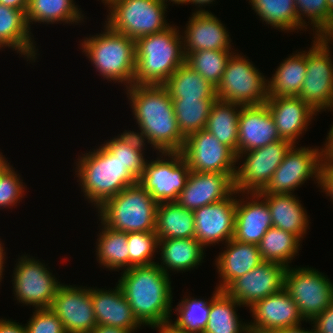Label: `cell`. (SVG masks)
Returning <instances> with one entry per match:
<instances>
[{"label": "cell", "instance_id": "obj_13", "mask_svg": "<svg viewBox=\"0 0 333 333\" xmlns=\"http://www.w3.org/2000/svg\"><path fill=\"white\" fill-rule=\"evenodd\" d=\"M157 156L146 161L138 183L157 203L175 202L186 186L189 165L181 152H159Z\"/></svg>", "mask_w": 333, "mask_h": 333}, {"label": "cell", "instance_id": "obj_55", "mask_svg": "<svg viewBox=\"0 0 333 333\" xmlns=\"http://www.w3.org/2000/svg\"><path fill=\"white\" fill-rule=\"evenodd\" d=\"M213 2H216V0H189L188 4H193L197 9L194 10V13H205V12H211L209 10H205L206 6L212 5ZM204 7V9H203Z\"/></svg>", "mask_w": 333, "mask_h": 333}, {"label": "cell", "instance_id": "obj_22", "mask_svg": "<svg viewBox=\"0 0 333 333\" xmlns=\"http://www.w3.org/2000/svg\"><path fill=\"white\" fill-rule=\"evenodd\" d=\"M265 104L271 112L280 139L293 145H299V138L308 131L313 118L315 120L314 116L318 115L299 97L272 96L268 97Z\"/></svg>", "mask_w": 333, "mask_h": 333}, {"label": "cell", "instance_id": "obj_46", "mask_svg": "<svg viewBox=\"0 0 333 333\" xmlns=\"http://www.w3.org/2000/svg\"><path fill=\"white\" fill-rule=\"evenodd\" d=\"M33 315L24 324L27 333H66L61 320L51 308L33 309Z\"/></svg>", "mask_w": 333, "mask_h": 333}, {"label": "cell", "instance_id": "obj_12", "mask_svg": "<svg viewBox=\"0 0 333 333\" xmlns=\"http://www.w3.org/2000/svg\"><path fill=\"white\" fill-rule=\"evenodd\" d=\"M305 147L294 145L265 187L258 194H295L294 191L306 180L313 179L316 187H320L323 147Z\"/></svg>", "mask_w": 333, "mask_h": 333}, {"label": "cell", "instance_id": "obj_47", "mask_svg": "<svg viewBox=\"0 0 333 333\" xmlns=\"http://www.w3.org/2000/svg\"><path fill=\"white\" fill-rule=\"evenodd\" d=\"M310 322L317 333H333V301Z\"/></svg>", "mask_w": 333, "mask_h": 333}, {"label": "cell", "instance_id": "obj_11", "mask_svg": "<svg viewBox=\"0 0 333 333\" xmlns=\"http://www.w3.org/2000/svg\"><path fill=\"white\" fill-rule=\"evenodd\" d=\"M284 289L296 303L306 323H310L333 301V282L327 275L309 266L287 267Z\"/></svg>", "mask_w": 333, "mask_h": 333}, {"label": "cell", "instance_id": "obj_56", "mask_svg": "<svg viewBox=\"0 0 333 333\" xmlns=\"http://www.w3.org/2000/svg\"><path fill=\"white\" fill-rule=\"evenodd\" d=\"M3 241H1L0 239V282H2L4 279L3 276V272H5V261H6V251H5V247H4V243H2ZM3 276V277H2ZM1 284V283H0Z\"/></svg>", "mask_w": 333, "mask_h": 333}, {"label": "cell", "instance_id": "obj_28", "mask_svg": "<svg viewBox=\"0 0 333 333\" xmlns=\"http://www.w3.org/2000/svg\"><path fill=\"white\" fill-rule=\"evenodd\" d=\"M158 250L160 258L157 259L161 262L157 264L168 275L171 271L191 272L202 265L206 257V249L196 238L158 239Z\"/></svg>", "mask_w": 333, "mask_h": 333}, {"label": "cell", "instance_id": "obj_18", "mask_svg": "<svg viewBox=\"0 0 333 333\" xmlns=\"http://www.w3.org/2000/svg\"><path fill=\"white\" fill-rule=\"evenodd\" d=\"M237 191L229 198L193 211L195 238L207 246L225 244L234 236Z\"/></svg>", "mask_w": 333, "mask_h": 333}, {"label": "cell", "instance_id": "obj_24", "mask_svg": "<svg viewBox=\"0 0 333 333\" xmlns=\"http://www.w3.org/2000/svg\"><path fill=\"white\" fill-rule=\"evenodd\" d=\"M238 127V155L281 140L266 104L242 106Z\"/></svg>", "mask_w": 333, "mask_h": 333}, {"label": "cell", "instance_id": "obj_23", "mask_svg": "<svg viewBox=\"0 0 333 333\" xmlns=\"http://www.w3.org/2000/svg\"><path fill=\"white\" fill-rule=\"evenodd\" d=\"M237 196L233 239L258 245L273 226L267 202L258 193L237 192Z\"/></svg>", "mask_w": 333, "mask_h": 333}, {"label": "cell", "instance_id": "obj_39", "mask_svg": "<svg viewBox=\"0 0 333 333\" xmlns=\"http://www.w3.org/2000/svg\"><path fill=\"white\" fill-rule=\"evenodd\" d=\"M256 16L271 28L283 32H299L295 0H247Z\"/></svg>", "mask_w": 333, "mask_h": 333}, {"label": "cell", "instance_id": "obj_41", "mask_svg": "<svg viewBox=\"0 0 333 333\" xmlns=\"http://www.w3.org/2000/svg\"><path fill=\"white\" fill-rule=\"evenodd\" d=\"M219 291L220 289L215 287L208 299L192 298L190 294L184 296L173 309L177 316L173 322L188 333H203L208 323L210 301Z\"/></svg>", "mask_w": 333, "mask_h": 333}, {"label": "cell", "instance_id": "obj_29", "mask_svg": "<svg viewBox=\"0 0 333 333\" xmlns=\"http://www.w3.org/2000/svg\"><path fill=\"white\" fill-rule=\"evenodd\" d=\"M259 195L267 202L273 227L293 233L303 241L311 222L297 194Z\"/></svg>", "mask_w": 333, "mask_h": 333}, {"label": "cell", "instance_id": "obj_54", "mask_svg": "<svg viewBox=\"0 0 333 333\" xmlns=\"http://www.w3.org/2000/svg\"><path fill=\"white\" fill-rule=\"evenodd\" d=\"M137 331H128L117 327L97 325L90 333H135Z\"/></svg>", "mask_w": 333, "mask_h": 333}, {"label": "cell", "instance_id": "obj_5", "mask_svg": "<svg viewBox=\"0 0 333 333\" xmlns=\"http://www.w3.org/2000/svg\"><path fill=\"white\" fill-rule=\"evenodd\" d=\"M103 31L84 37L79 49L107 82L120 83L125 88L134 84L136 67L135 40L113 31L103 23Z\"/></svg>", "mask_w": 333, "mask_h": 333}, {"label": "cell", "instance_id": "obj_2", "mask_svg": "<svg viewBox=\"0 0 333 333\" xmlns=\"http://www.w3.org/2000/svg\"><path fill=\"white\" fill-rule=\"evenodd\" d=\"M170 276L157 263L134 266L121 272L117 283L142 326L150 327L172 319Z\"/></svg>", "mask_w": 333, "mask_h": 333}, {"label": "cell", "instance_id": "obj_3", "mask_svg": "<svg viewBox=\"0 0 333 333\" xmlns=\"http://www.w3.org/2000/svg\"><path fill=\"white\" fill-rule=\"evenodd\" d=\"M75 164V177H78L84 200L87 199L96 209L121 190L138 182L102 144L78 155Z\"/></svg>", "mask_w": 333, "mask_h": 333}, {"label": "cell", "instance_id": "obj_27", "mask_svg": "<svg viewBox=\"0 0 333 333\" xmlns=\"http://www.w3.org/2000/svg\"><path fill=\"white\" fill-rule=\"evenodd\" d=\"M31 30L24 11L0 4V50L8 47L26 61L36 62L40 54Z\"/></svg>", "mask_w": 333, "mask_h": 333}, {"label": "cell", "instance_id": "obj_6", "mask_svg": "<svg viewBox=\"0 0 333 333\" xmlns=\"http://www.w3.org/2000/svg\"><path fill=\"white\" fill-rule=\"evenodd\" d=\"M158 203L138 182L106 200L96 212L101 222L115 231L154 232Z\"/></svg>", "mask_w": 333, "mask_h": 333}, {"label": "cell", "instance_id": "obj_25", "mask_svg": "<svg viewBox=\"0 0 333 333\" xmlns=\"http://www.w3.org/2000/svg\"><path fill=\"white\" fill-rule=\"evenodd\" d=\"M91 300L97 325L117 327L137 331L142 325L138 322L126 300L120 285L114 288L91 287Z\"/></svg>", "mask_w": 333, "mask_h": 333}, {"label": "cell", "instance_id": "obj_8", "mask_svg": "<svg viewBox=\"0 0 333 333\" xmlns=\"http://www.w3.org/2000/svg\"><path fill=\"white\" fill-rule=\"evenodd\" d=\"M167 8L160 0H116L107 8L104 23L113 31L136 40L172 25L166 20Z\"/></svg>", "mask_w": 333, "mask_h": 333}, {"label": "cell", "instance_id": "obj_44", "mask_svg": "<svg viewBox=\"0 0 333 333\" xmlns=\"http://www.w3.org/2000/svg\"><path fill=\"white\" fill-rule=\"evenodd\" d=\"M127 240L129 268L157 263L153 259L156 258L155 253H158V237L155 232H129Z\"/></svg>", "mask_w": 333, "mask_h": 333}, {"label": "cell", "instance_id": "obj_10", "mask_svg": "<svg viewBox=\"0 0 333 333\" xmlns=\"http://www.w3.org/2000/svg\"><path fill=\"white\" fill-rule=\"evenodd\" d=\"M20 256L15 261L11 281L15 300L33 309L50 308L61 281L45 262L26 253Z\"/></svg>", "mask_w": 333, "mask_h": 333}, {"label": "cell", "instance_id": "obj_4", "mask_svg": "<svg viewBox=\"0 0 333 333\" xmlns=\"http://www.w3.org/2000/svg\"><path fill=\"white\" fill-rule=\"evenodd\" d=\"M174 25L135 40L134 84L164 85L185 62L183 37L179 27Z\"/></svg>", "mask_w": 333, "mask_h": 333}, {"label": "cell", "instance_id": "obj_26", "mask_svg": "<svg viewBox=\"0 0 333 333\" xmlns=\"http://www.w3.org/2000/svg\"><path fill=\"white\" fill-rule=\"evenodd\" d=\"M225 250L219 252L214 265L219 274L216 287L224 291L235 279L256 268L263 259L258 245L230 239L224 244Z\"/></svg>", "mask_w": 333, "mask_h": 333}, {"label": "cell", "instance_id": "obj_32", "mask_svg": "<svg viewBox=\"0 0 333 333\" xmlns=\"http://www.w3.org/2000/svg\"><path fill=\"white\" fill-rule=\"evenodd\" d=\"M74 0H29L26 20L30 24H75L84 22V13ZM34 22V23H33Z\"/></svg>", "mask_w": 333, "mask_h": 333}, {"label": "cell", "instance_id": "obj_15", "mask_svg": "<svg viewBox=\"0 0 333 333\" xmlns=\"http://www.w3.org/2000/svg\"><path fill=\"white\" fill-rule=\"evenodd\" d=\"M181 153L190 171L236 173L237 155L206 129L189 134Z\"/></svg>", "mask_w": 333, "mask_h": 333}, {"label": "cell", "instance_id": "obj_9", "mask_svg": "<svg viewBox=\"0 0 333 333\" xmlns=\"http://www.w3.org/2000/svg\"><path fill=\"white\" fill-rule=\"evenodd\" d=\"M312 39L306 50L307 71L298 97L318 114L326 109L333 112V42L326 37Z\"/></svg>", "mask_w": 333, "mask_h": 333}, {"label": "cell", "instance_id": "obj_36", "mask_svg": "<svg viewBox=\"0 0 333 333\" xmlns=\"http://www.w3.org/2000/svg\"><path fill=\"white\" fill-rule=\"evenodd\" d=\"M171 99H217L216 87L185 62L163 85Z\"/></svg>", "mask_w": 333, "mask_h": 333}, {"label": "cell", "instance_id": "obj_42", "mask_svg": "<svg viewBox=\"0 0 333 333\" xmlns=\"http://www.w3.org/2000/svg\"><path fill=\"white\" fill-rule=\"evenodd\" d=\"M295 4L300 31L312 29L314 37H326L330 33L333 28V14L327 0H295Z\"/></svg>", "mask_w": 333, "mask_h": 333}, {"label": "cell", "instance_id": "obj_33", "mask_svg": "<svg viewBox=\"0 0 333 333\" xmlns=\"http://www.w3.org/2000/svg\"><path fill=\"white\" fill-rule=\"evenodd\" d=\"M100 223L95 243V256L100 267L107 268L110 272L129 269L127 233L115 231Z\"/></svg>", "mask_w": 333, "mask_h": 333}, {"label": "cell", "instance_id": "obj_37", "mask_svg": "<svg viewBox=\"0 0 333 333\" xmlns=\"http://www.w3.org/2000/svg\"><path fill=\"white\" fill-rule=\"evenodd\" d=\"M102 145L118 159L128 172L138 181L144 171L147 159L145 144L131 130H124L115 137L106 140ZM145 150V151H144Z\"/></svg>", "mask_w": 333, "mask_h": 333}, {"label": "cell", "instance_id": "obj_30", "mask_svg": "<svg viewBox=\"0 0 333 333\" xmlns=\"http://www.w3.org/2000/svg\"><path fill=\"white\" fill-rule=\"evenodd\" d=\"M299 51L283 59L271 78L267 77L268 97H298L307 71L306 50Z\"/></svg>", "mask_w": 333, "mask_h": 333}, {"label": "cell", "instance_id": "obj_52", "mask_svg": "<svg viewBox=\"0 0 333 333\" xmlns=\"http://www.w3.org/2000/svg\"><path fill=\"white\" fill-rule=\"evenodd\" d=\"M271 333H317L315 331V329L311 328V330L302 327V324L300 325H296V326H292V327H286V328H281V329H276V330H273Z\"/></svg>", "mask_w": 333, "mask_h": 333}, {"label": "cell", "instance_id": "obj_57", "mask_svg": "<svg viewBox=\"0 0 333 333\" xmlns=\"http://www.w3.org/2000/svg\"><path fill=\"white\" fill-rule=\"evenodd\" d=\"M8 158L3 155V153L0 151V179L2 175L12 166L7 160Z\"/></svg>", "mask_w": 333, "mask_h": 333}, {"label": "cell", "instance_id": "obj_43", "mask_svg": "<svg viewBox=\"0 0 333 333\" xmlns=\"http://www.w3.org/2000/svg\"><path fill=\"white\" fill-rule=\"evenodd\" d=\"M236 50H203L184 53L185 63L217 87L231 55Z\"/></svg>", "mask_w": 333, "mask_h": 333}, {"label": "cell", "instance_id": "obj_48", "mask_svg": "<svg viewBox=\"0 0 333 333\" xmlns=\"http://www.w3.org/2000/svg\"><path fill=\"white\" fill-rule=\"evenodd\" d=\"M321 192L330 197L333 204V163L322 162L321 164V178H320Z\"/></svg>", "mask_w": 333, "mask_h": 333}, {"label": "cell", "instance_id": "obj_60", "mask_svg": "<svg viewBox=\"0 0 333 333\" xmlns=\"http://www.w3.org/2000/svg\"><path fill=\"white\" fill-rule=\"evenodd\" d=\"M326 38L330 39L333 42V33H329Z\"/></svg>", "mask_w": 333, "mask_h": 333}, {"label": "cell", "instance_id": "obj_34", "mask_svg": "<svg viewBox=\"0 0 333 333\" xmlns=\"http://www.w3.org/2000/svg\"><path fill=\"white\" fill-rule=\"evenodd\" d=\"M241 105L217 99L211 107L205 129L238 156V119Z\"/></svg>", "mask_w": 333, "mask_h": 333}, {"label": "cell", "instance_id": "obj_31", "mask_svg": "<svg viewBox=\"0 0 333 333\" xmlns=\"http://www.w3.org/2000/svg\"><path fill=\"white\" fill-rule=\"evenodd\" d=\"M154 232L158 239L195 238L193 211L176 202L158 203Z\"/></svg>", "mask_w": 333, "mask_h": 333}, {"label": "cell", "instance_id": "obj_16", "mask_svg": "<svg viewBox=\"0 0 333 333\" xmlns=\"http://www.w3.org/2000/svg\"><path fill=\"white\" fill-rule=\"evenodd\" d=\"M50 308L61 320L66 333H88L97 326L91 287L62 283Z\"/></svg>", "mask_w": 333, "mask_h": 333}, {"label": "cell", "instance_id": "obj_53", "mask_svg": "<svg viewBox=\"0 0 333 333\" xmlns=\"http://www.w3.org/2000/svg\"><path fill=\"white\" fill-rule=\"evenodd\" d=\"M0 4L13 9L22 10L26 13L29 0H0Z\"/></svg>", "mask_w": 333, "mask_h": 333}, {"label": "cell", "instance_id": "obj_7", "mask_svg": "<svg viewBox=\"0 0 333 333\" xmlns=\"http://www.w3.org/2000/svg\"><path fill=\"white\" fill-rule=\"evenodd\" d=\"M234 52L229 58L220 83L217 99L241 106H258L268 99L267 76L263 75L249 57Z\"/></svg>", "mask_w": 333, "mask_h": 333}, {"label": "cell", "instance_id": "obj_50", "mask_svg": "<svg viewBox=\"0 0 333 333\" xmlns=\"http://www.w3.org/2000/svg\"><path fill=\"white\" fill-rule=\"evenodd\" d=\"M326 135L323 147V160L322 162L333 163V124L331 125Z\"/></svg>", "mask_w": 333, "mask_h": 333}, {"label": "cell", "instance_id": "obj_21", "mask_svg": "<svg viewBox=\"0 0 333 333\" xmlns=\"http://www.w3.org/2000/svg\"><path fill=\"white\" fill-rule=\"evenodd\" d=\"M190 16L185 29L181 31L184 53L203 50H235L231 45L230 32L215 14L193 12Z\"/></svg>", "mask_w": 333, "mask_h": 333}, {"label": "cell", "instance_id": "obj_38", "mask_svg": "<svg viewBox=\"0 0 333 333\" xmlns=\"http://www.w3.org/2000/svg\"><path fill=\"white\" fill-rule=\"evenodd\" d=\"M301 243L293 233L272 226L266 231L258 247L263 261L290 267L292 260L299 255Z\"/></svg>", "mask_w": 333, "mask_h": 333}, {"label": "cell", "instance_id": "obj_1", "mask_svg": "<svg viewBox=\"0 0 333 333\" xmlns=\"http://www.w3.org/2000/svg\"><path fill=\"white\" fill-rule=\"evenodd\" d=\"M139 130L135 133L153 151L181 152L185 137L181 134L168 90L163 85H137L124 88Z\"/></svg>", "mask_w": 333, "mask_h": 333}, {"label": "cell", "instance_id": "obj_45", "mask_svg": "<svg viewBox=\"0 0 333 333\" xmlns=\"http://www.w3.org/2000/svg\"><path fill=\"white\" fill-rule=\"evenodd\" d=\"M20 177L13 165L2 175L0 179V209L15 208L24 198L27 187Z\"/></svg>", "mask_w": 333, "mask_h": 333}, {"label": "cell", "instance_id": "obj_51", "mask_svg": "<svg viewBox=\"0 0 333 333\" xmlns=\"http://www.w3.org/2000/svg\"><path fill=\"white\" fill-rule=\"evenodd\" d=\"M151 329L157 330L158 333H188L182 328L178 327L173 320H168L164 322H160L158 324H154L150 326Z\"/></svg>", "mask_w": 333, "mask_h": 333}, {"label": "cell", "instance_id": "obj_59", "mask_svg": "<svg viewBox=\"0 0 333 333\" xmlns=\"http://www.w3.org/2000/svg\"><path fill=\"white\" fill-rule=\"evenodd\" d=\"M327 3L331 13L333 14V0H327Z\"/></svg>", "mask_w": 333, "mask_h": 333}, {"label": "cell", "instance_id": "obj_14", "mask_svg": "<svg viewBox=\"0 0 333 333\" xmlns=\"http://www.w3.org/2000/svg\"><path fill=\"white\" fill-rule=\"evenodd\" d=\"M293 146L289 141L281 139L262 148L240 153L237 156L240 166H237L234 179L235 191L240 193L263 191Z\"/></svg>", "mask_w": 333, "mask_h": 333}, {"label": "cell", "instance_id": "obj_58", "mask_svg": "<svg viewBox=\"0 0 333 333\" xmlns=\"http://www.w3.org/2000/svg\"><path fill=\"white\" fill-rule=\"evenodd\" d=\"M165 6H168L171 2L172 5L173 4H178V5H184V4H188L189 0H160ZM170 2V3H168ZM168 3V4H167Z\"/></svg>", "mask_w": 333, "mask_h": 333}, {"label": "cell", "instance_id": "obj_19", "mask_svg": "<svg viewBox=\"0 0 333 333\" xmlns=\"http://www.w3.org/2000/svg\"><path fill=\"white\" fill-rule=\"evenodd\" d=\"M248 310L254 319L248 322L250 333H271L273 330L300 325L305 321L284 288L258 300Z\"/></svg>", "mask_w": 333, "mask_h": 333}, {"label": "cell", "instance_id": "obj_40", "mask_svg": "<svg viewBox=\"0 0 333 333\" xmlns=\"http://www.w3.org/2000/svg\"><path fill=\"white\" fill-rule=\"evenodd\" d=\"M217 99H172L177 125L186 138L205 129L211 107Z\"/></svg>", "mask_w": 333, "mask_h": 333}, {"label": "cell", "instance_id": "obj_35", "mask_svg": "<svg viewBox=\"0 0 333 333\" xmlns=\"http://www.w3.org/2000/svg\"><path fill=\"white\" fill-rule=\"evenodd\" d=\"M241 304L220 290L210 301L208 323L203 333H250L248 322L238 316Z\"/></svg>", "mask_w": 333, "mask_h": 333}, {"label": "cell", "instance_id": "obj_17", "mask_svg": "<svg viewBox=\"0 0 333 333\" xmlns=\"http://www.w3.org/2000/svg\"><path fill=\"white\" fill-rule=\"evenodd\" d=\"M287 267L263 261L243 276L235 279L224 291L242 307L250 308L258 300L275 294L284 288Z\"/></svg>", "mask_w": 333, "mask_h": 333}, {"label": "cell", "instance_id": "obj_20", "mask_svg": "<svg viewBox=\"0 0 333 333\" xmlns=\"http://www.w3.org/2000/svg\"><path fill=\"white\" fill-rule=\"evenodd\" d=\"M236 173L191 171L186 186L175 201L179 206L196 210L220 202L235 192Z\"/></svg>", "mask_w": 333, "mask_h": 333}, {"label": "cell", "instance_id": "obj_49", "mask_svg": "<svg viewBox=\"0 0 333 333\" xmlns=\"http://www.w3.org/2000/svg\"><path fill=\"white\" fill-rule=\"evenodd\" d=\"M0 333H27L24 324L12 319L0 318Z\"/></svg>", "mask_w": 333, "mask_h": 333}]
</instances>
